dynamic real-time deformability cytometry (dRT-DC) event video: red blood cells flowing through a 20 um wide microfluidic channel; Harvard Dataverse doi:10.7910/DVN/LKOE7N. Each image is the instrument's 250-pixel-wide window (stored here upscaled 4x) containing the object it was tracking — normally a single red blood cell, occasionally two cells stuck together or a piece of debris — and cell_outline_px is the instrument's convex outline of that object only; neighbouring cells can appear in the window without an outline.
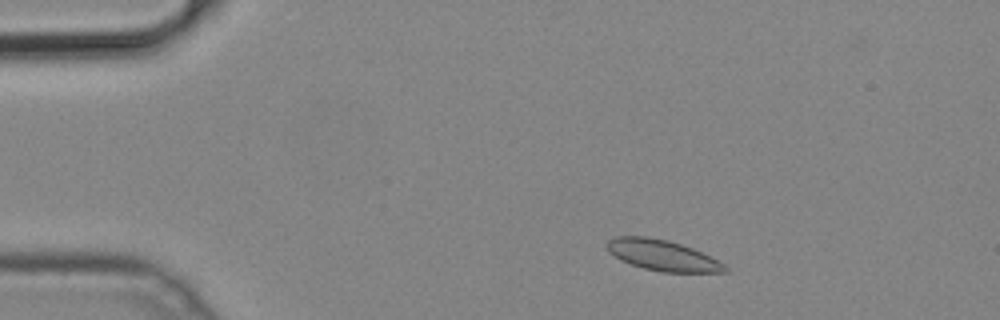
{"species": "common noctule bat (a hibernating species)", "species_latin": "Nyctalus noctula", "temperature_condition": "cold", "stored_images_in_passage": 47, "camera_frame_rate_fps": 3000, "um_per_image_px": 0.085, "animal": {"sex": "male", "body_mass_g": 19.2, "forearm_length_mm": 51.8}, "frame": {"image": 1, "passage_image": 5, "time_ms": 1.333, "image_size_px": [1000, 320], "cell_outline_px": [[728, 272], [660, 272], [644, 268], [620, 260], [608, 252], [604, 244], [608, 240], [616, 236], [648, 236], [668, 240], [692, 248], [724, 264], [728, 268]], "centroid_in_image_um": [56.24, 21.69], "position_along_channel_um": 28.8, "area_um2": 21.1}}
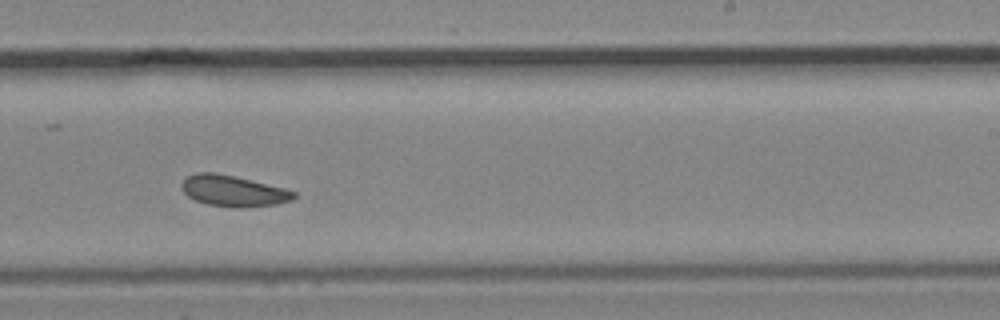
{"frame": {"image": 2, "passage_image": 28, "time_ms": 9.0, "image_size_px": [1000, 320], "cell_outline_px": [[296, 196], [292, 200], [276, 204], [240, 208], [208, 204], [196, 200], [188, 196], [184, 192], [180, 184], [188, 176], [196, 172], [216, 172], [284, 188], [296, 192]], "centroid_in_image_um": [19.82, 16.22], "position_along_channel_um": 269.2, "area_um2": 20.06}}
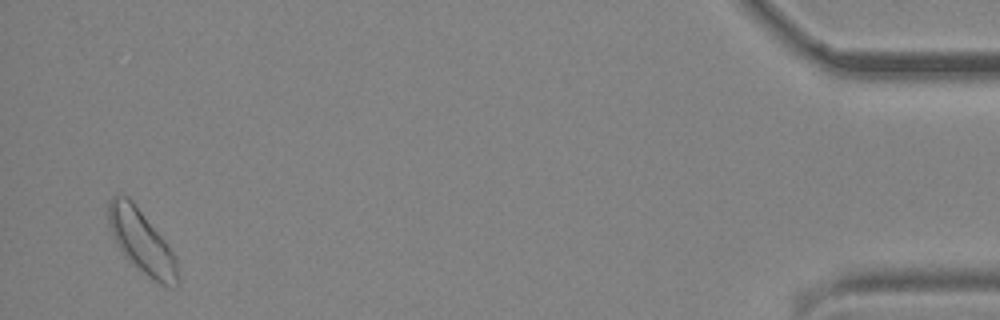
{"frame": {"image": 3, "passage_image": 46, "time_ms": 15.0, "image_size_px": [1000, 320], "cell_outline_px": [[180, 284], [176, 288], [168, 288], [152, 280], [128, 260], [124, 256], [112, 236], [108, 224], [108, 200], [112, 196], [120, 192], [128, 196], [132, 200], [164, 240], [172, 252], [176, 260], [180, 280]], "centroid_in_image_um": [12.03, 20.55], "position_along_channel_um": 423.2, "area_um2": 25.84}}